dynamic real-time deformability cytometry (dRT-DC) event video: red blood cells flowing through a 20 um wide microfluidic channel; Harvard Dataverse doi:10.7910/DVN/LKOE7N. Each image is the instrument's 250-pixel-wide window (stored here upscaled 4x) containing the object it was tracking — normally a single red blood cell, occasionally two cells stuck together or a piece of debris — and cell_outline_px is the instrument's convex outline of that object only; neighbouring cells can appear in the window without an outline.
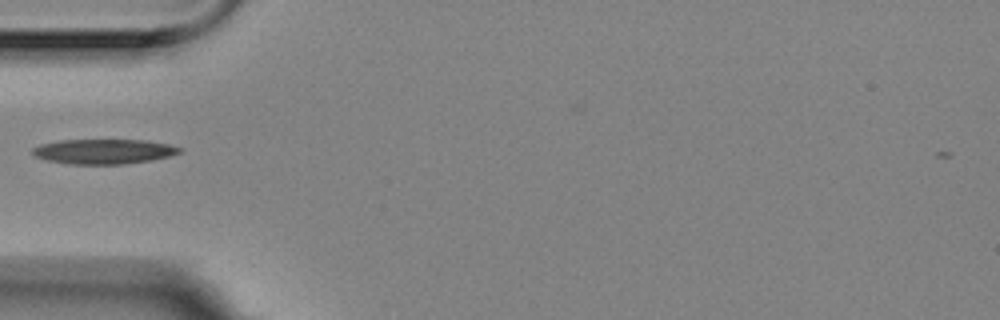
{"species": "Egyptian fruit bat (a non-hibernating species)", "species_latin": "Rousettus aegyptiacus", "temperature_condition": "room temperature", "stored_images_in_passage": 39, "camera_frame_rate_fps": 3000, "um_per_image_px": 0.085, "animal": {"sex": "female"}, "frame": {"image": 1, "passage_image": 1, "time_ms": 0.0, "image_size_px": [1000, 320], "cell_outline_px": [[180, 152], [168, 156], [152, 160], [124, 164], [72, 164], [48, 160], [32, 156], [32, 148], [40, 144], [60, 140], [148, 140], [168, 144], [180, 148]], "centroid_in_image_um": [8.78, 12.87], "position_along_channel_um": 76.2, "area_um2": 21.21}}
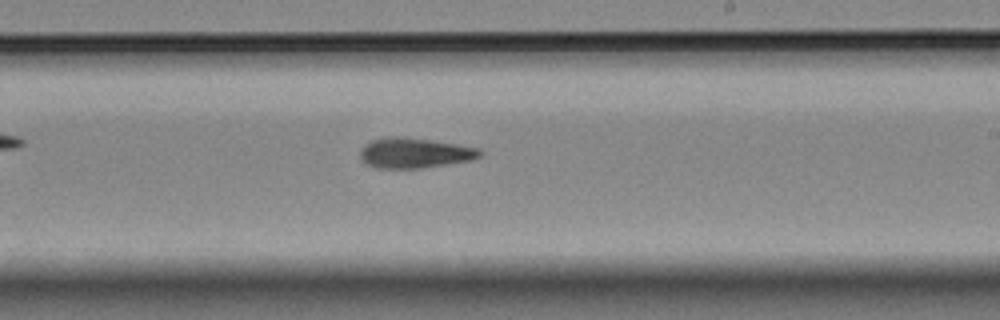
{"frame": {"image": 2, "passage_image": 16, "time_ms": 5.0, "image_size_px": [1000, 320], "cell_outline_px": [[484, 152], [480, 156], [472, 160], [448, 164], [420, 168], [376, 168], [364, 164], [360, 160], [360, 152], [372, 140], [392, 136], [400, 136], [456, 144], [480, 148]], "centroid_in_image_um": [35.26, 13.01], "position_along_channel_um": 253.7, "area_um2": 20.98}}
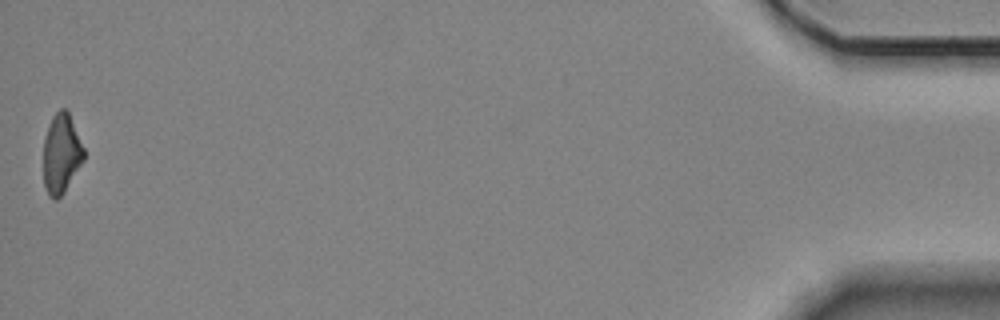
{"frame": {"image": 3, "passage_image": 39, "time_ms": 12.667, "image_size_px": [1000, 320], "cell_outline_px": [[84, 160], [64, 192], [56, 200], [52, 200], [48, 196], [44, 184], [44, 136], [48, 124], [52, 116], [60, 108], [64, 108], [68, 112], [84, 148]], "centroid_in_image_um": [5.2, 13.07], "position_along_channel_um": 430.0, "area_um2": 18.73}}